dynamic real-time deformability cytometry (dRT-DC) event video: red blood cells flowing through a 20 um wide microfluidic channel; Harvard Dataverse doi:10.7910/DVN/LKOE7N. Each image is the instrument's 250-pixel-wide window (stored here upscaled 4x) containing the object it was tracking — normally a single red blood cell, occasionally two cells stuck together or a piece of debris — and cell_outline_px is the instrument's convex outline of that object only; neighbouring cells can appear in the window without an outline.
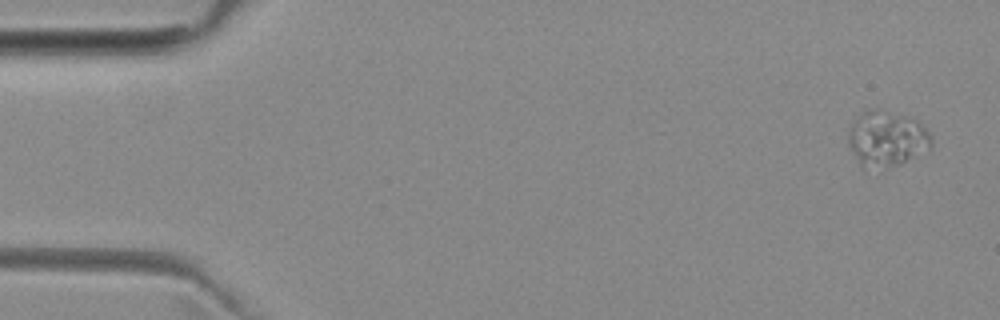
{"species": "common noctule bat (a hibernating species)", "species_latin": "Nyctalus noctula", "temperature_condition": "room temperature", "stored_images_in_passage": 4, "camera_frame_rate_fps": 3000, "um_per_image_px": 0.085, "animal": {"sex": "female", "body_mass_g": 29.2, "forearm_length_mm": 56.3}, "frame": {"image": 1, "passage_image": 1, "time_ms": 0.0, "image_size_px": [1000, 320], "cell_outline_px": [[932, 144], [928, 152], [900, 164], [860, 164], [848, 144], [848, 132], [852, 124], [864, 112], [872, 112], [904, 116], [916, 120], [928, 128], [932, 136]], "centroid_in_image_um": [75.47, 11.8], "position_along_channel_um": 9.5, "area_um2": 25.43}}
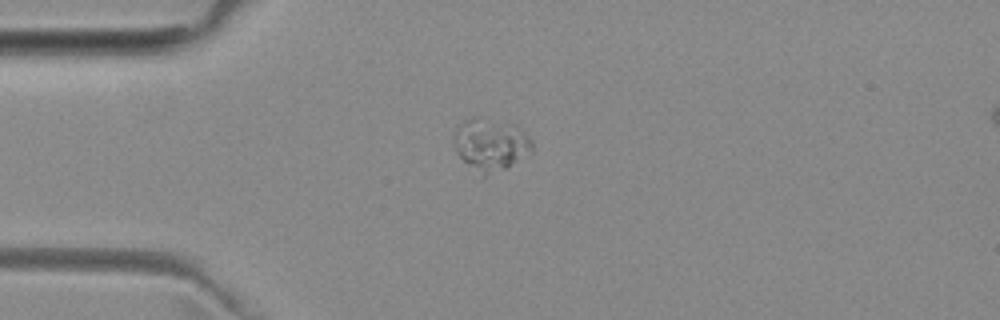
{"frame": {"image": 2, "passage_image": 4, "time_ms": 3.667, "image_size_px": [1000, 320], "cell_outline_px": [[532, 152], [504, 168], [484, 176], [468, 164], [456, 152], [452, 140], [460, 124], [464, 120], [472, 116], [480, 116], [516, 124], [532, 140]], "centroid_in_image_um": [41.7, 12.22], "position_along_channel_um": 43.3, "area_um2": 23.64}}